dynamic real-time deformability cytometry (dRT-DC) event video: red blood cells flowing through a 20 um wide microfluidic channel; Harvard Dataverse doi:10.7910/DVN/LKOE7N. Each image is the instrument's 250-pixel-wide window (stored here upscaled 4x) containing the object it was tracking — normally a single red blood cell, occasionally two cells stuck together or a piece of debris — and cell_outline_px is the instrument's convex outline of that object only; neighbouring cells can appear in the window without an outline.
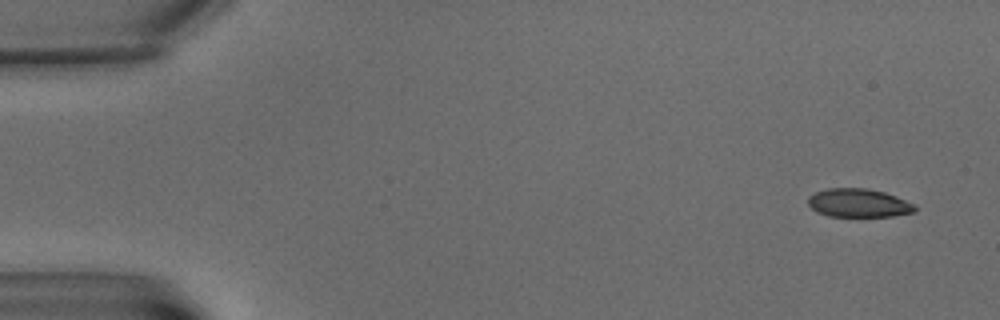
{"species": "common noctule bat (a hibernating species)", "species_latin": "Nyctalus noctula", "temperature_condition": "warm", "stored_images_in_passage": 3, "camera_frame_rate_fps": 3000, "um_per_image_px": 0.085, "animal": {"sex": "male", "body_mass_g": 15.6}, "frame": {"image": 1, "passage_image": 1, "time_ms": 0.0, "image_size_px": [1000, 320], "cell_outline_px": [[916, 208], [912, 212], [892, 216], [828, 216], [816, 212], [808, 204], [808, 196], [816, 192], [828, 188], [868, 188], [884, 192], [896, 196], [916, 204]], "centroid_in_image_um": [72.97, 17.25], "position_along_channel_um": 12.0, "area_um2": 17.74}}